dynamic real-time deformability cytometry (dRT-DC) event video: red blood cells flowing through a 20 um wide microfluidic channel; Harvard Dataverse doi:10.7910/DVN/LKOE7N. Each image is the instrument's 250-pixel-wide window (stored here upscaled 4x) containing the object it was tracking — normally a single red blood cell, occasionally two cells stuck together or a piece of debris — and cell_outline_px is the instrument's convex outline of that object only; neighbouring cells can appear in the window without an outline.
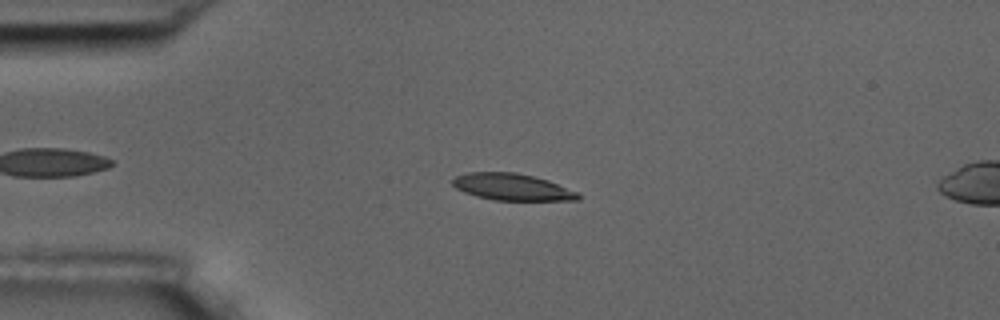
{"species": "common noctule bat (a hibernating species)", "species_latin": "Nyctalus noctula", "temperature_condition": "room temperature", "stored_images_in_passage": 6, "camera_frame_rate_fps": 3000, "um_per_image_px": 0.085, "animal": {"sex": "male", "body_mass_g": 17.5, "forearm_length_mm": 52.3}, "frame": {"image": 1, "passage_image": 4, "time_ms": 4.333, "image_size_px": [1000, 320], "cell_outline_px": [[580, 200], [492, 200], [476, 196], [464, 192], [456, 188], [452, 184], [452, 180], [456, 176], [468, 172], [516, 172], [548, 180], [576, 192], [580, 196]], "centroid_in_image_um": [43.49, 15.89], "position_along_channel_um": 41.5, "area_um2": 19.42}}